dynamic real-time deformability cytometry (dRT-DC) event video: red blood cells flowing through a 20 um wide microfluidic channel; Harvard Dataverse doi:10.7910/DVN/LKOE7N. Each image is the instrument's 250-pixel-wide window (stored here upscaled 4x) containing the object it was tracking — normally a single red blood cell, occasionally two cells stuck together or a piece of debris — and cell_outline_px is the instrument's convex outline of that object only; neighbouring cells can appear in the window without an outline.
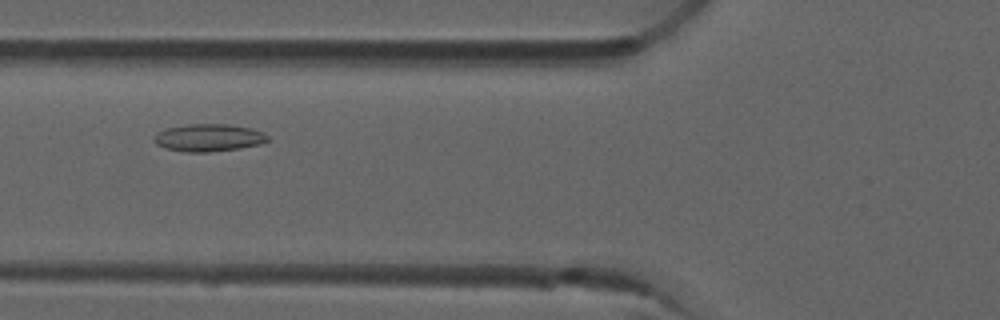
{"species": "common noctule bat (a hibernating species)", "species_latin": "Nyctalus noctula", "temperature_condition": "room temperature", "stored_images_in_passage": 6, "camera_frame_rate_fps": 3000, "um_per_image_px": 0.085, "animal": {"sex": "male", "forearm_length_mm": 52.5}, "frame": {"image": 1, "passage_image": 4, "time_ms": 1.0, "image_size_px": [1000, 320], "cell_outline_px": [[268, 140], [260, 144], [240, 148], [208, 152], [184, 152], [164, 148], [156, 144], [152, 140], [164, 128], [188, 124], [228, 124], [252, 128], [264, 132], [268, 136]], "centroid_in_image_um": [17.73, 11.7], "position_along_channel_um": 108.1, "area_um2": 18.26}}
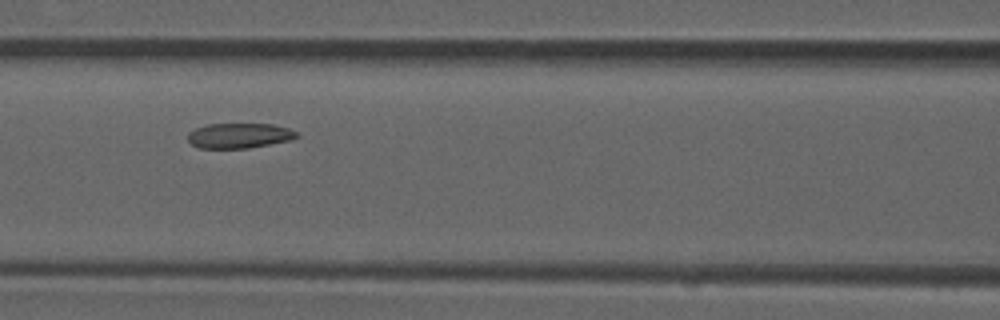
{"frame": {"image": 2, "passage_image": 5, "time_ms": 1.333, "image_size_px": [1000, 320], "cell_outline_px": [[300, 136], [292, 140], [248, 148], [200, 148], [192, 144], [188, 140], [188, 132], [196, 128], [208, 124], [272, 124], [288, 128], [296, 132]], "centroid_in_image_um": [20.35, 11.53], "position_along_channel_um": 146.3, "area_um2": 15.9}}
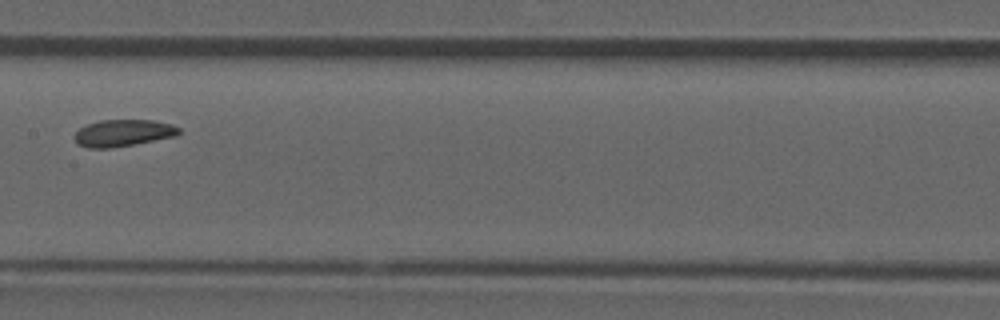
{"frame": {"image": 3, "passage_image": 6, "time_ms": 1.667, "image_size_px": [1000, 320], "cell_outline_px": [[180, 132], [176, 136], [112, 148], [88, 148], [76, 144], [72, 136], [80, 128], [88, 124], [100, 120], [152, 120], [172, 124], [180, 128]], "centroid_in_image_um": [10.43, 11.31], "position_along_channel_um": 197.0, "area_um2": 16.42}}